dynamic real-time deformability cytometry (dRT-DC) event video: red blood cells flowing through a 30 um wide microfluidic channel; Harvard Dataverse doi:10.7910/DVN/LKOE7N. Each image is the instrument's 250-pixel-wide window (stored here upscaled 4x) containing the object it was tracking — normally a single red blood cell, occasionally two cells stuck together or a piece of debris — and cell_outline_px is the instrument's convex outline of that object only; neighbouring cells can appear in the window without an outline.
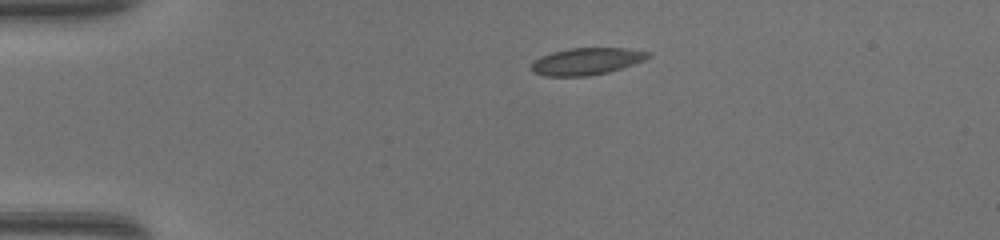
{"species": "common noctule bat (a hibernating species)", "species_latin": "Nyctalus noctula", "temperature_condition": "warm", "stored_images_in_passage": 38, "camera_frame_rate_fps": 3000, "um_per_image_px": 0.085, "animal": {"sex": "female", "body_mass_g": 17.0, "forearm_length_mm": 48.0}, "frame": {"image": 1, "passage_image": 1, "time_ms": 0.0, "image_size_px": [1000, 240], "cell_outline_px": [[652, 56], [644, 60], [608, 72], [588, 76], [544, 76], [532, 72], [532, 64], [540, 56], [552, 52], [568, 48], [624, 48], [652, 52]], "centroid_in_image_um": [49.86, 5.21], "position_along_channel_um": 35.1, "area_um2": 18.32}}
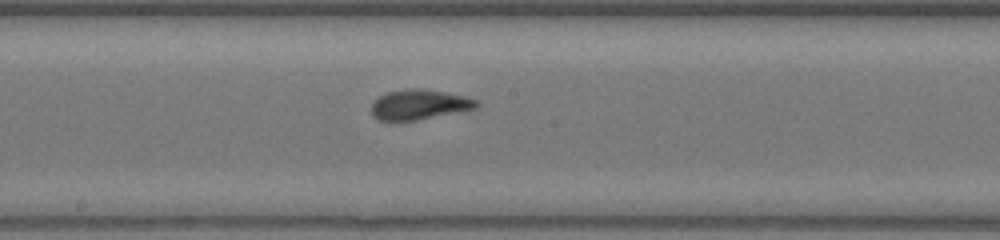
{"frame": {"image": 2, "passage_image": 17, "time_ms": 5.333, "image_size_px": [1000, 240], "cell_outline_px": [[480, 104], [476, 108], [396, 124], [388, 124], [372, 116], [372, 100], [388, 92], [412, 88], [420, 88], [444, 92], [464, 96], [476, 100]], "centroid_in_image_um": [35.54, 8.93], "position_along_channel_um": 212.7, "area_um2": 18.73}}
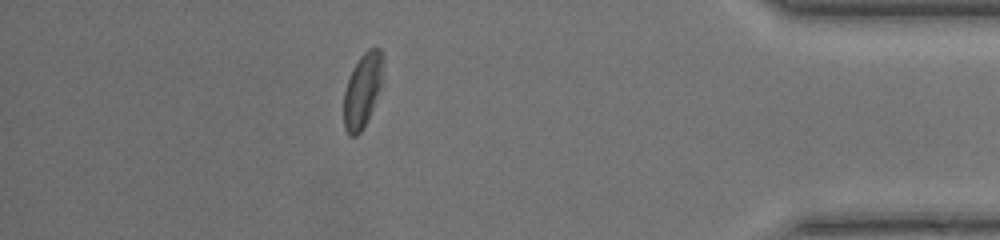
{"frame": {"image": 3, "passage_image": 33, "time_ms": 10.667, "image_size_px": [1000, 240], "cell_outline_px": [[384, 60], [380, 88], [372, 108], [360, 132], [356, 136], [348, 136], [344, 128], [344, 92], [352, 68], [360, 56], [368, 48], [380, 48], [384, 56]], "centroid_in_image_um": [30.81, 7.63], "position_along_channel_um": 404.4, "area_um2": 16.88}, "authors_computed_cell_mechanics": {"area_um2": 18.3226, "velocity_mm_per_s": 4.3434, "shape_relaxation_time_tau1_ms": 4.0606, "shape_relaxation_time_tau2_ms": 1.0087, "deformation_change_tau1": 0.1398, "deformation_change_tau2": 0.0824}}